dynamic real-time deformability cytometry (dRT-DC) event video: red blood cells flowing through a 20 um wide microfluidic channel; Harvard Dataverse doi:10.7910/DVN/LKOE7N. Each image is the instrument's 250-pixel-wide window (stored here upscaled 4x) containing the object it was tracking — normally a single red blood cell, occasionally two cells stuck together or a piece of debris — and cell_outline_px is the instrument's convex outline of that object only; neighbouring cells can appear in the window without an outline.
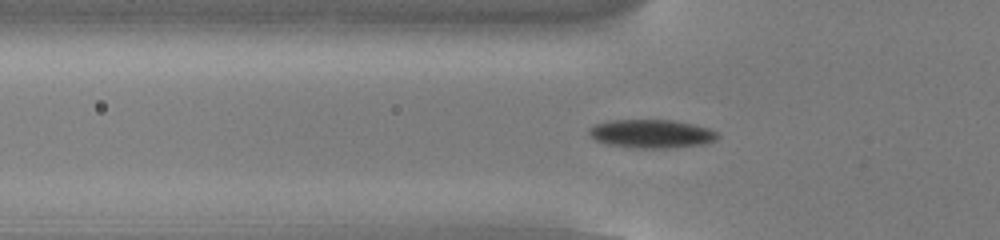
{"species": "common noctule bat (a hibernating species)", "species_latin": "Nyctalus noctula", "temperature_condition": "cold", "stored_images_in_passage": 41, "camera_frame_rate_fps": 3000, "um_per_image_px": 0.085, "animal": {"sex": "male", "body_mass_g": 13.0, "forearm_length_mm": 53.1}, "frame": {"image": 1, "passage_image": 10, "time_ms": 3.0, "image_size_px": [1000, 240], "cell_outline_px": [[720, 136], [716, 140], [704, 144], [672, 148], [636, 148], [608, 144], [596, 140], [588, 132], [588, 128], [596, 124], [608, 120], [672, 120], [692, 124], [708, 128], [716, 132]], "centroid_in_image_um": [55.39, 11.37], "position_along_channel_um": 70.4, "area_um2": 21.33}}
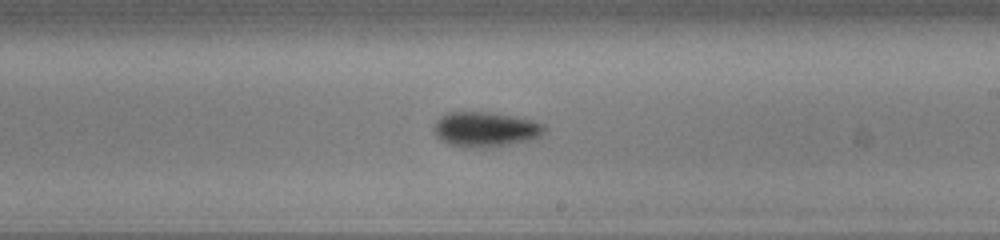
{"frame": {"image": 2, "passage_image": 24, "time_ms": 7.667, "image_size_px": [1000, 240], "cell_outline_px": [[544, 132], [540, 136], [528, 140], [492, 148], [472, 148], [448, 144], [440, 140], [436, 136], [432, 128], [436, 120], [440, 116], [448, 112], [492, 112], [532, 120], [544, 124]], "centroid_in_image_um": [41.21, 11.0], "position_along_channel_um": 247.8, "area_um2": 22.72}}
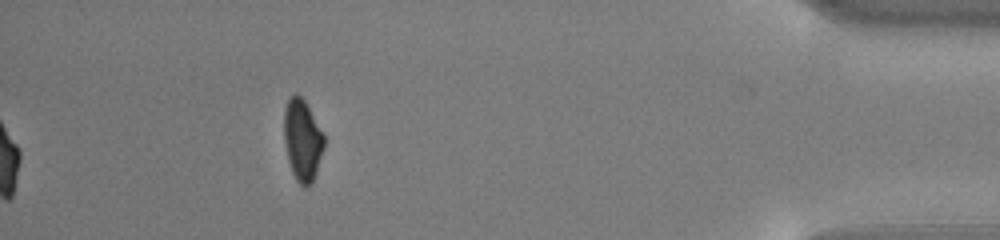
{"frame": {"image": 3, "passage_image": 41, "time_ms": 13.333, "image_size_px": [1000, 240], "cell_outline_px": [[324, 148], [312, 184], [304, 188], [296, 180], [292, 172], [288, 160], [284, 140], [284, 108], [288, 100], [296, 92], [304, 100], [324, 132]], "centroid_in_image_um": [25.71, 11.91], "position_along_channel_um": 409.5, "area_um2": 19.13}, "authors_computed_cell_mechanics": {"area_um2": 21.0392, "velocity_mm_per_s": 3.8066, "shape_relaxation_time_tau1_ms": 2.6012, "shape_relaxation_time_tau2_ms": null, "deformation_change_tau1": 0.1137, "deformation_change_tau2": null}}